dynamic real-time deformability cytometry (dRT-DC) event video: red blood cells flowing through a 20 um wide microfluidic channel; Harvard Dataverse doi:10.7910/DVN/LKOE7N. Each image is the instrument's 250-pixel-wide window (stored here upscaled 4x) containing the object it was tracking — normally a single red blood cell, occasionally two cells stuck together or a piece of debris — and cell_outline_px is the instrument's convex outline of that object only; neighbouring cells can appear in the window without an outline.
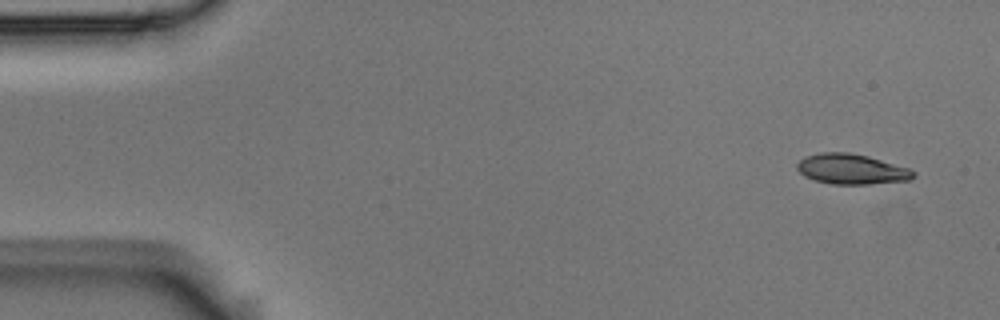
{"species": "Egyptian fruit bat (a non-hibernating species)", "species_latin": "Rousettus aegyptiacus", "temperature_condition": "room temperature", "stored_images_in_passage": 5, "camera_frame_rate_fps": 3000, "um_per_image_px": 0.085, "animal": {"sex": "male"}, "frame": {"image": 1, "passage_image": 1, "time_ms": 0.0, "image_size_px": [1000, 320], "cell_outline_px": [[916, 172], [908, 180], [868, 184], [832, 184], [816, 180], [804, 176], [796, 168], [796, 164], [804, 156], [820, 152], [848, 152], [868, 156], [908, 168]], "centroid_in_image_um": [72.33, 14.36], "position_along_channel_um": 12.7, "area_um2": 20.35}}
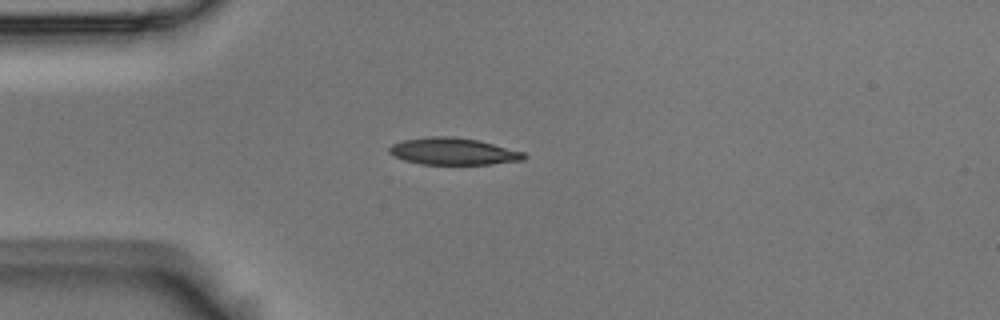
{"frame": {"image": 2, "passage_image": 4, "time_ms": 1.0, "image_size_px": [1000, 320], "cell_outline_px": [[528, 156], [524, 160], [492, 164], [420, 164], [404, 160], [388, 152], [388, 148], [392, 144], [404, 140], [428, 136], [452, 136], [476, 140], [524, 152]], "centroid_in_image_um": [38.52, 12.87], "position_along_channel_um": 46.5, "area_um2": 21.04}}